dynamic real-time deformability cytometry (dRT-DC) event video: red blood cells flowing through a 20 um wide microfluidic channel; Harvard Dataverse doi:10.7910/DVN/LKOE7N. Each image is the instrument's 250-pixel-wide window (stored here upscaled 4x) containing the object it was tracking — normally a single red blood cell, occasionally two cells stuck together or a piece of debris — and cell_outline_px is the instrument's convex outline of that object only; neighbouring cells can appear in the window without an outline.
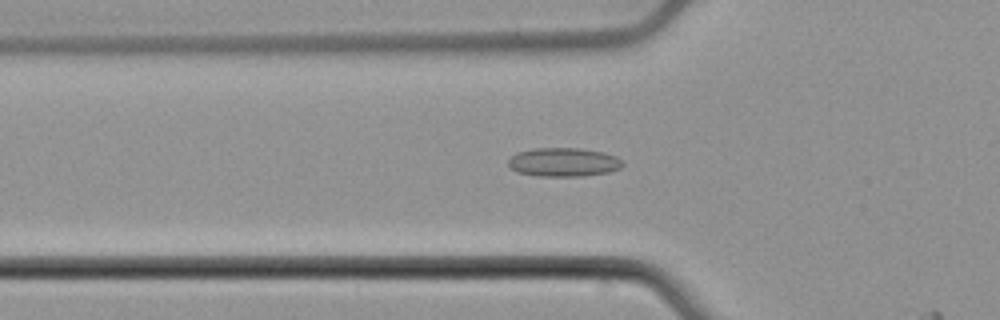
{"species": "common noctule bat (a hibernating species)", "species_latin": "Nyctalus noctula", "temperature_condition": "cold", "stored_images_in_passage": 17, "camera_frame_rate_fps": 3000, "um_per_image_px": 0.085, "animal": {"sex": "male", "body_mass_g": 21.5, "forearm_length_mm": 52.0}, "frame": {"image": 1, "passage_image": 15, "time_ms": 4.667, "image_size_px": [1000, 320], "cell_outline_px": [[624, 164], [620, 168], [608, 172], [580, 176], [536, 176], [516, 172], [508, 164], [508, 160], [516, 152], [532, 148], [580, 148], [604, 152], [616, 156], [624, 160]], "centroid_in_image_um": [47.91, 13.77], "position_along_channel_um": 77.9, "area_um2": 19.36}}